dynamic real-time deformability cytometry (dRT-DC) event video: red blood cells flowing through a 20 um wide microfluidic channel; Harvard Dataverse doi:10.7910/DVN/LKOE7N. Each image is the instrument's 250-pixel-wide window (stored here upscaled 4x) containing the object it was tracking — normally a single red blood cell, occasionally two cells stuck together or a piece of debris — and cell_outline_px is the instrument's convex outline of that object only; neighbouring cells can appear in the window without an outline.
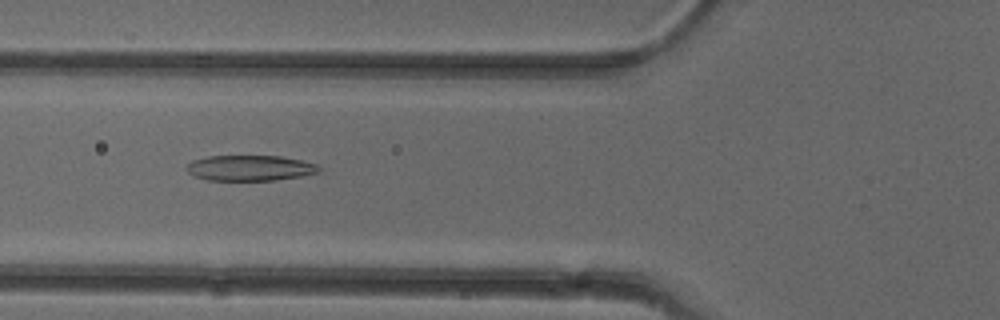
{"species": "common noctule bat (a hibernating species)", "species_latin": "Nyctalus noctula", "temperature_condition": "cold", "stored_images_in_passage": 46, "camera_frame_rate_fps": 3000, "um_per_image_px": 0.085, "animal": {"sex": "female"}, "frame": {"image": 1, "passage_image": 14, "time_ms": 4.333, "image_size_px": [1000, 320], "cell_outline_px": [[320, 172], [300, 176], [276, 180], [208, 180], [192, 176], [184, 168], [192, 160], [208, 156], [280, 156], [300, 160], [316, 164], [320, 168]], "centroid_in_image_um": [21.2, 14.28], "position_along_channel_um": 104.6, "area_um2": 19.71}}
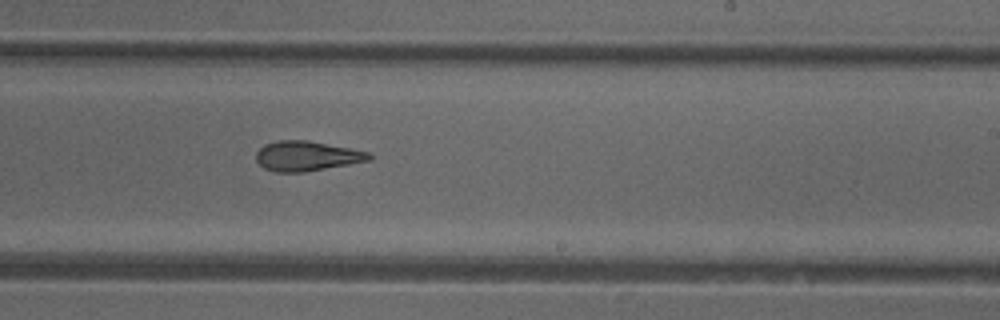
{"frame": {"image": 2, "passage_image": 26, "time_ms": 8.333, "image_size_px": [1000, 320], "cell_outline_px": [[372, 160], [304, 172], [276, 172], [264, 168], [256, 160], [256, 152], [264, 144], [276, 140], [308, 140], [368, 152], [372, 156]], "centroid_in_image_um": [26.04, 13.26], "position_along_channel_um": 263.0, "area_um2": 19.59}}
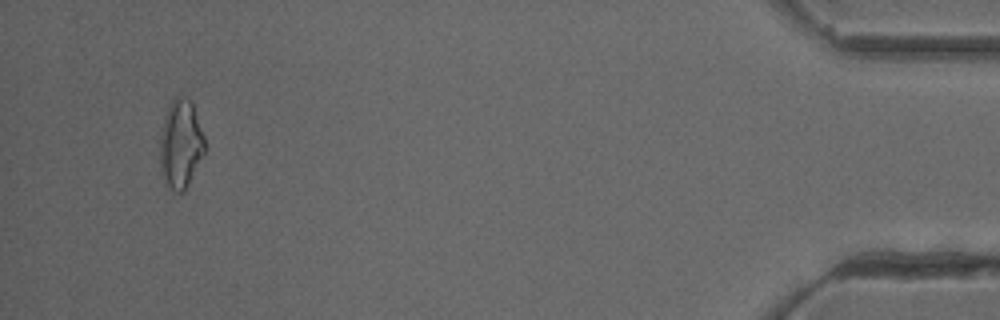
{"frame": {"image": 3, "passage_image": 44, "time_ms": 14.333, "image_size_px": [1000, 320], "cell_outline_px": [[204, 152], [184, 192], [172, 192], [164, 180], [160, 172], [160, 132], [168, 104], [176, 96], [188, 96], [192, 100], [204, 136]], "centroid_in_image_um": [15.33, 12.2], "position_along_channel_um": 419.9, "area_um2": 23.35}, "authors_computed_cell_mechanics": {"area_um2": 20.7502, "velocity_mm_per_s": 3.9533, "shape_relaxation_time_tau1_ms": 10.24, "shape_relaxation_time_tau2_ms": 2.7465, "deformation_change_tau1": 0.2133, "deformation_change_tau2": 0.1207}}